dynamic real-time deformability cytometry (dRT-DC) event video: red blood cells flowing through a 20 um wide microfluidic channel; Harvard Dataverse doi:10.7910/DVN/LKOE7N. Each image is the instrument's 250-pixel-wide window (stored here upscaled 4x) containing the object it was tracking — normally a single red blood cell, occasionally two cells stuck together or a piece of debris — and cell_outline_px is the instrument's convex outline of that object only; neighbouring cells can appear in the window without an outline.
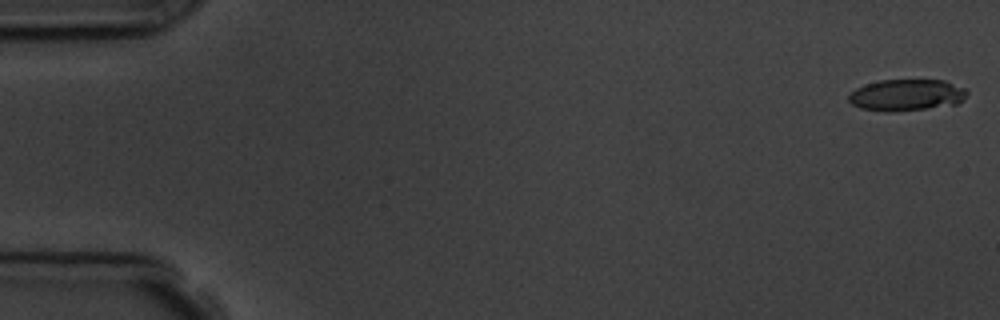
{"species": "common noctule bat (a hibernating species)", "species_latin": "Nyctalus noctula", "temperature_condition": "room temperature", "stored_images_in_passage": 6, "camera_frame_rate_fps": 3000, "um_per_image_px": 0.085, "animal": {"sex": "male", "body_mass_g": 19.5, "forearm_length_mm": 54.6}, "frame": {"image": 1, "passage_image": 1, "time_ms": 0.0, "image_size_px": [1000, 320], "cell_outline_px": [[968, 92], [956, 104], [892, 112], [884, 112], [860, 108], [852, 104], [848, 100], [848, 96], [856, 88], [864, 84], [880, 80], [944, 80], [964, 88]], "centroid_in_image_um": [76.99, 8.07], "position_along_channel_um": 8.0, "area_um2": 21.56}}
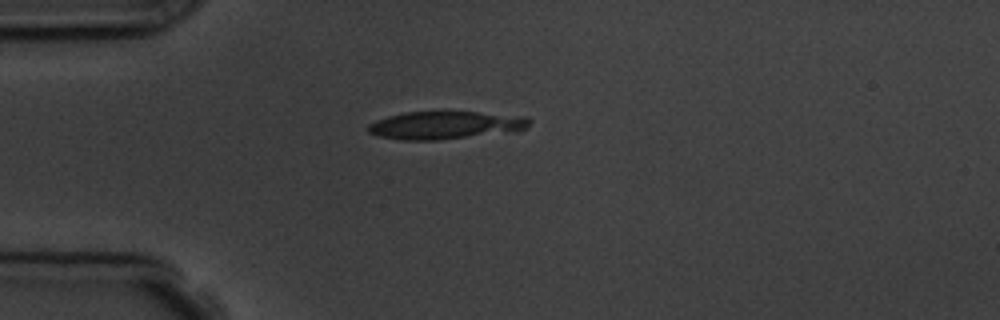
{"frame": {"image": 2, "passage_image": 5, "time_ms": 4.667, "image_size_px": [1000, 320], "cell_outline_px": [[532, 120], [520, 132], [440, 140], [404, 140], [380, 136], [368, 132], [364, 128], [368, 124], [376, 120], [388, 116], [404, 112], [476, 112], [528, 116]], "centroid_in_image_um": [37.91, 10.65], "position_along_channel_um": 47.1, "area_um2": 26.65}}